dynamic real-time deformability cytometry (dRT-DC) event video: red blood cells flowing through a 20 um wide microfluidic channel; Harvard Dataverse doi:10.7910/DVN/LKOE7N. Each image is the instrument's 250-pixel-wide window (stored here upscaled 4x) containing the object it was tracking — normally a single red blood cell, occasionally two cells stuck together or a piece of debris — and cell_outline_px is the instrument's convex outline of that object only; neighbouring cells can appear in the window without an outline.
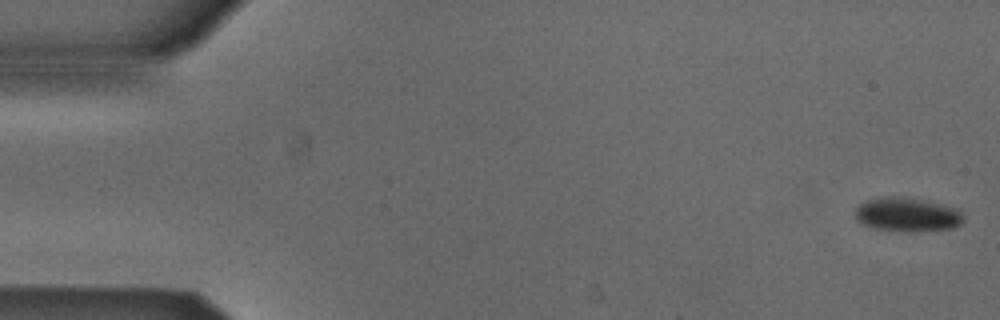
{"species": "Egyptian fruit bat (a non-hibernating species)", "species_latin": "Rousettus aegyptiacus", "temperature_condition": "cold", "stored_images_in_passage": 54, "camera_frame_rate_fps": 3000, "um_per_image_px": 0.085, "animal": {"sex": "male"}, "frame": {"image": 1, "passage_image": 1, "time_ms": 0.0, "image_size_px": [1000, 320], "cell_outline_px": [[964, 220], [960, 224], [952, 228], [908, 232], [872, 228], [856, 220], [856, 208], [860, 204], [868, 200], [880, 196], [908, 196], [928, 200], [960, 208], [964, 216]], "centroid_in_image_um": [77.16, 18.21], "position_along_channel_um": 7.8, "area_um2": 21.96}}
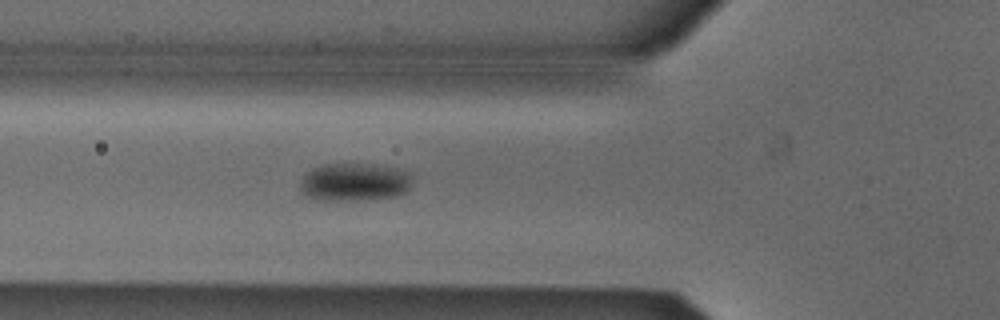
{"frame": {"image": 2, "passage_image": 19, "time_ms": 6.0, "image_size_px": [1000, 320], "cell_outline_px": [[412, 176], [408, 188], [404, 192], [396, 196], [360, 200], [320, 200], [308, 196], [300, 192], [300, 180], [308, 172], [324, 164], [372, 164], [392, 168], [408, 172]], "centroid_in_image_um": [30.1, 15.48], "position_along_channel_um": 95.7, "area_um2": 24.51}}
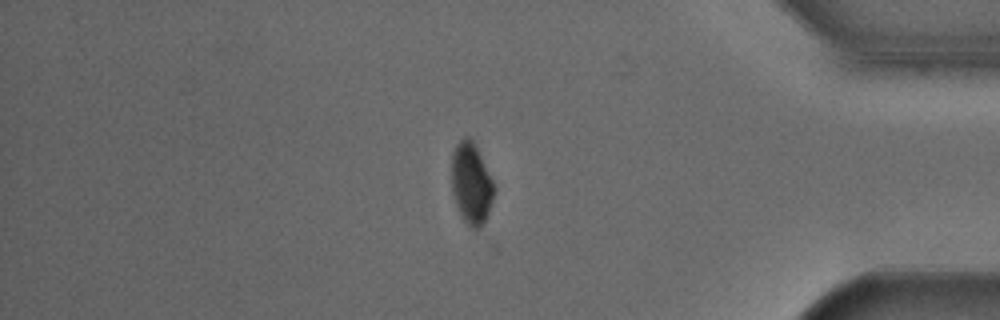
{"frame": {"image": 3, "passage_image": 45, "time_ms": 14.667, "image_size_px": [1000, 320], "cell_outline_px": [[496, 188], [488, 212], [480, 228], [472, 228], [464, 220], [456, 204], [452, 192], [452, 152], [456, 144], [464, 136], [468, 136], [472, 140]], "centroid_in_image_um": [40.04, 15.58], "position_along_channel_um": 395.2, "area_um2": 19.65}, "authors_computed_cell_mechanics": {"area_um2": 22.6287, "velocity_mm_per_s": 3.8281, "shape_relaxation_time_tau1_ms": 3.1299, "shape_relaxation_time_tau2_ms": null, "deformation_change_tau1": 0.0584, "deformation_change_tau2": null}}